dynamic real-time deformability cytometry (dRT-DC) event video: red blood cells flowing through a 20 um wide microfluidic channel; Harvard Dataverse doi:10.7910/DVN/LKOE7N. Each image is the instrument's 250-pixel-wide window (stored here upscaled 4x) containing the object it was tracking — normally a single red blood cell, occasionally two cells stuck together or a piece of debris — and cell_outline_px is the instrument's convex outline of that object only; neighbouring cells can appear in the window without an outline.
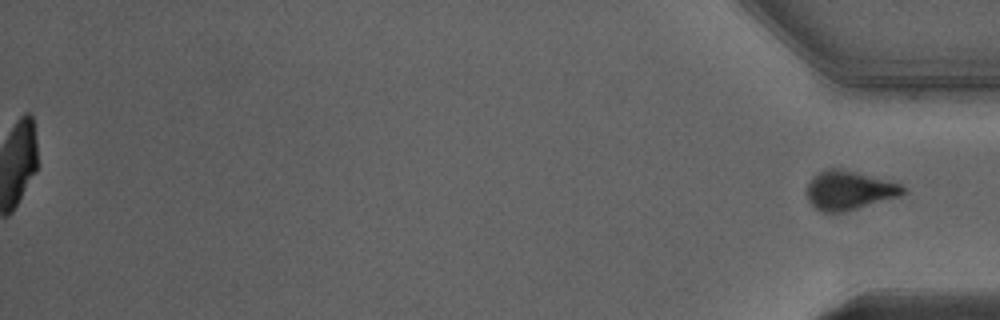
{"species": "Egyptian fruit bat (a non-hibernating species)", "species_latin": "Rousettus aegyptiacus", "temperature_condition": "warm", "stored_images_in_passage": 53, "segment_of_instrument_passage": [2, 2], "camera_frame_rate_fps": 3000, "um_per_image_px": 0.085, "animal": {"sex": "male"}, "frame": {"image": 1, "passage_image": 53, "time_ms": 17.333, "image_size_px": [1000, 320], "cell_outline_px": [[904, 192], [900, 196], [844, 212], [824, 212], [816, 208], [808, 200], [808, 184], [816, 172], [824, 168], [844, 168], [900, 184], [904, 188]], "centroid_in_image_um": [72.15, 16.16], "position_along_channel_um": 363.1, "area_um2": 21.73}}